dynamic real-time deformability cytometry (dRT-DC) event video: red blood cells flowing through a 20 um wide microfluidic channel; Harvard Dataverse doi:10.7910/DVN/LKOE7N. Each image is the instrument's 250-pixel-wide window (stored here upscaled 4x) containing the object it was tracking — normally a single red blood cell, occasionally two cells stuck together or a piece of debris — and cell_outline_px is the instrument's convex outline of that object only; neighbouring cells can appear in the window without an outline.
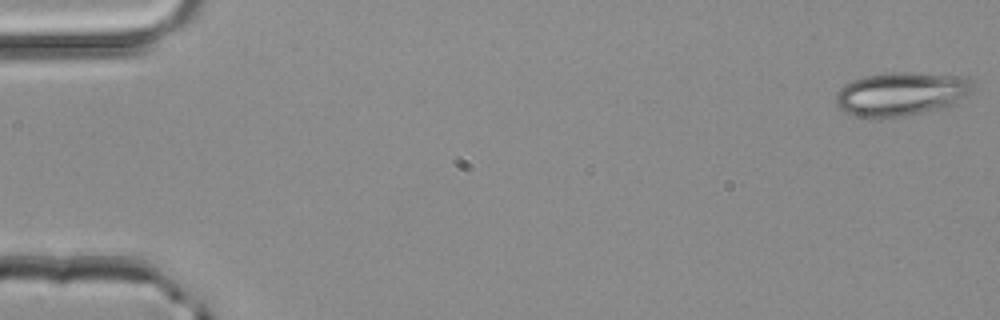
{"species": "common noctule bat (a hibernating species)", "species_latin": "Nyctalus noctula", "temperature_condition": "room temperature", "stored_images_in_passage": 50, "camera_frame_rate_fps": 3000, "um_per_image_px": 0.085, "animal": {"sex": "male", "body_mass_g": 20.4}, "frame": {"image": 1, "passage_image": 1, "time_ms": 0.0, "image_size_px": [1000, 320], "cell_outline_px": [[976, 84], [956, 104], [944, 108], [904, 116], [880, 120], [856, 116], [840, 108], [836, 104], [836, 92], [844, 84], [852, 80], [864, 76], [888, 72], [904, 72], [968, 76]], "centroid_in_image_um": [76.6, 7.99], "position_along_channel_um": 8.4, "area_um2": 35.49}}
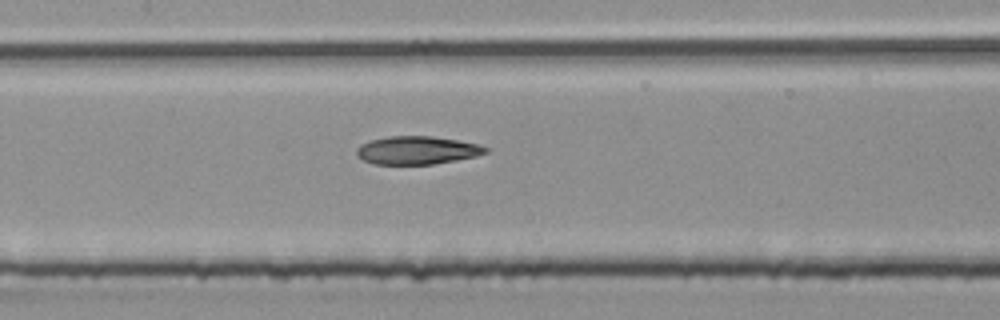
{"frame": {"image": 2, "passage_image": 24, "time_ms": 7.667, "image_size_px": [1000, 320], "cell_outline_px": [[488, 152], [476, 156], [456, 160], [432, 164], [372, 164], [356, 156], [356, 148], [360, 144], [372, 140], [388, 136], [432, 136], [456, 140], [476, 144], [488, 148]], "centroid_in_image_um": [35.41, 12.77], "position_along_channel_um": 172.0, "area_um2": 21.04}}
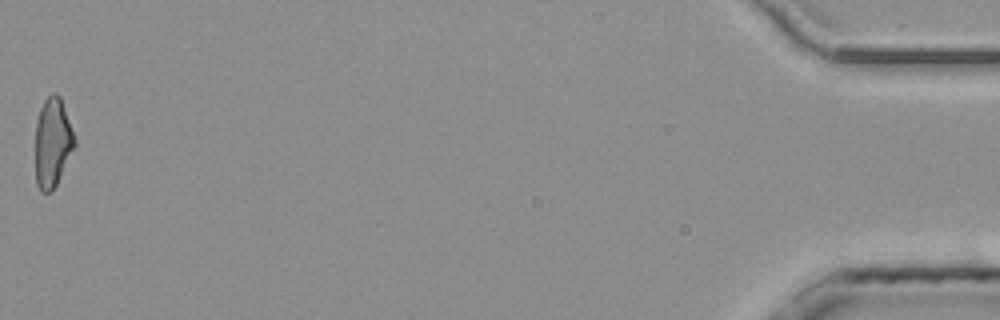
{"frame": {"image": 3, "passage_image": 50, "time_ms": 16.333, "image_size_px": [1000, 320], "cell_outline_px": [[76, 144], [52, 192], [40, 192], [36, 184], [36, 120], [40, 108], [44, 100], [52, 92], [56, 92], [60, 96], [76, 140]], "centroid_in_image_um": [4.46, 12.11], "position_along_channel_um": 430.7, "area_um2": 20.35}, "authors_computed_cell_mechanics": {"area_um2": 21.5305, "velocity_mm_per_s": 4.1906, "shape_relaxation_time_tau1_ms": null, "shape_relaxation_time_tau2_ms": 6.5118, "deformation_change_tau1": null, "deformation_change_tau2": 0.1864}}